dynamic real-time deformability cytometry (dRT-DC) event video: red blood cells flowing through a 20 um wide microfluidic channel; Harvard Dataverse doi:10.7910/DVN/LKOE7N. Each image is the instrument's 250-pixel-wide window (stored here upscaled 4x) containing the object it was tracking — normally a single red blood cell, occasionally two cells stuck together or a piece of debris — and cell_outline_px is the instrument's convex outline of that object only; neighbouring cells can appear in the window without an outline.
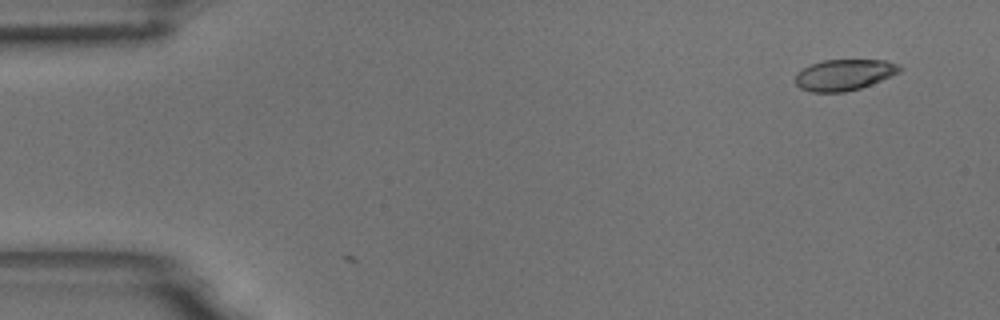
{"species": "common noctule bat (a hibernating species)", "species_latin": "Nyctalus noctula", "temperature_condition": "room temperature", "stored_images_in_passage": 2, "camera_frame_rate_fps": 3000, "um_per_image_px": 0.085, "animal": {"sex": "male", "body_mass_g": 18.8}, "frame": {"image": 1, "passage_image": 1, "time_ms": 0.0, "image_size_px": [1000, 320], "cell_outline_px": [[904, 68], [900, 72], [872, 84], [860, 88], [844, 92], [812, 92], [800, 88], [796, 84], [796, 72], [812, 64], [824, 60], [884, 60], [896, 64]], "centroid_in_image_um": [71.76, 6.36], "position_along_channel_um": 13.2, "area_um2": 18.79}}